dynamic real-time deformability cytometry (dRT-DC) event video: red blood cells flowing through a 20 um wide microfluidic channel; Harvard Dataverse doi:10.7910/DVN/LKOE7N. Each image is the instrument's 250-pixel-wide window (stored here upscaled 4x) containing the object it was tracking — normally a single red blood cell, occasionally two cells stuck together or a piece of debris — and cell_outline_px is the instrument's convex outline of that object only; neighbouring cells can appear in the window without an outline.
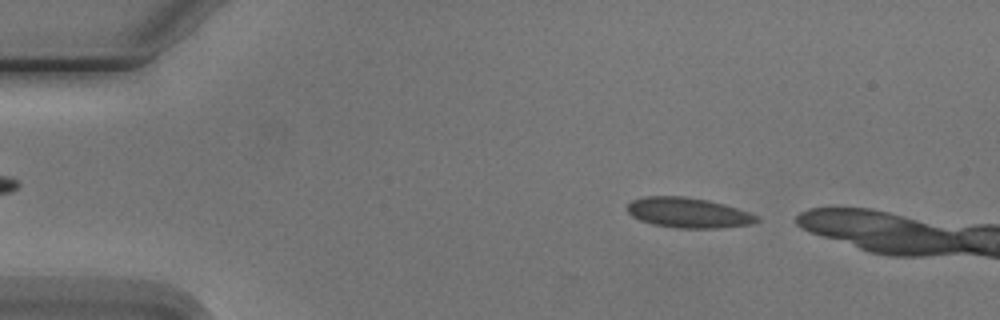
{"species": "Egyptian fruit bat (a non-hibernating species)", "species_latin": "Rousettus aegyptiacus", "temperature_condition": "cold", "stored_images_in_passage": 2, "camera_frame_rate_fps": 3000, "um_per_image_px": 0.085, "animal": {"sex": "male"}, "frame": {"image": 1, "passage_image": 1, "time_ms": 0.0, "image_size_px": [1000, 320], "cell_outline_px": [[760, 220], [752, 224], [720, 228], [676, 228], [652, 224], [640, 220], [632, 216], [628, 212], [628, 204], [632, 200], [644, 196], [684, 196], [708, 200], [724, 204], [760, 216]], "centroid_in_image_um": [58.51, 18.08], "position_along_channel_um": 26.5, "area_um2": 22.83}}